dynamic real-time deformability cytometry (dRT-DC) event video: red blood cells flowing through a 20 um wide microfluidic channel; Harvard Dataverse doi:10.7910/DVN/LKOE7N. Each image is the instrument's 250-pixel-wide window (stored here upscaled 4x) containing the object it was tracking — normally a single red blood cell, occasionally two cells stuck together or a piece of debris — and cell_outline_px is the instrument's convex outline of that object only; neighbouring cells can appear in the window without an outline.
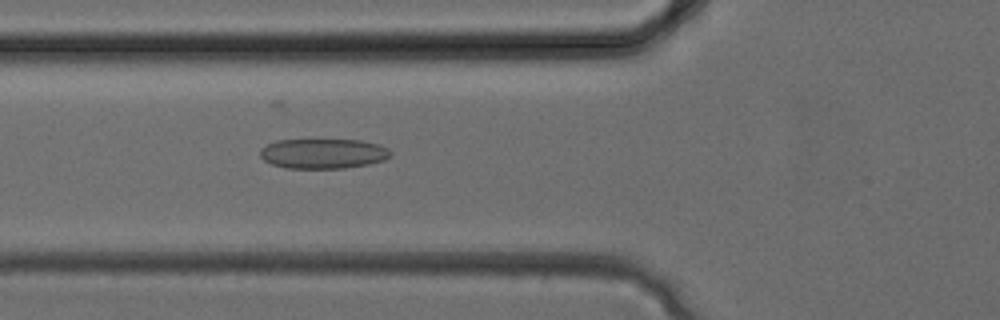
{"species": "common noctule bat (a hibernating species)", "species_latin": "Nyctalus noctula", "temperature_condition": "cold", "stored_images_in_passage": 30, "camera_frame_rate_fps": 3000, "um_per_image_px": 0.085, "animal": {"sex": "female", "body_mass_g": 24.6, "forearm_length_mm": 56.2}, "frame": {"image": 1, "passage_image": 10, "time_ms": 3.0, "image_size_px": [1000, 320], "cell_outline_px": [[392, 156], [384, 160], [368, 164], [344, 168], [288, 168], [272, 164], [264, 160], [260, 156], [260, 148], [276, 140], [360, 140], [380, 144], [388, 148], [392, 152]], "centroid_in_image_um": [27.5, 13.05], "position_along_channel_um": 98.3, "area_um2": 22.83}}
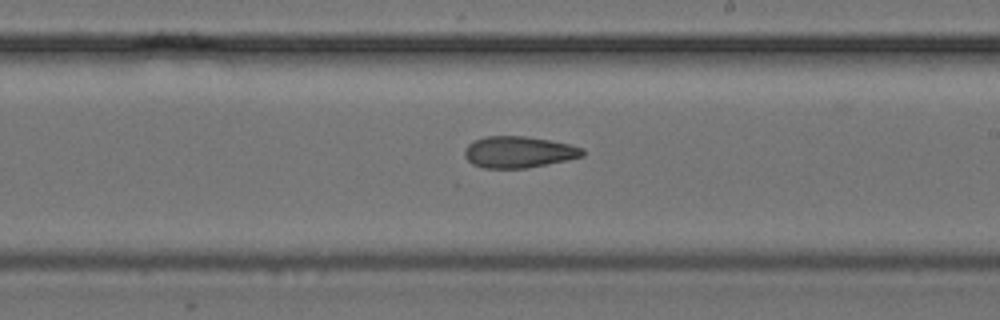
{"frame": {"image": 2, "passage_image": 17, "time_ms": 5.333, "image_size_px": [1000, 320], "cell_outline_px": [[584, 156], [568, 160], [528, 168], [484, 168], [472, 164], [464, 156], [464, 148], [468, 144], [484, 136], [524, 136], [548, 140], [568, 144], [584, 148]], "centroid_in_image_um": [44.08, 12.93], "position_along_channel_um": 244.9, "area_um2": 21.68}}
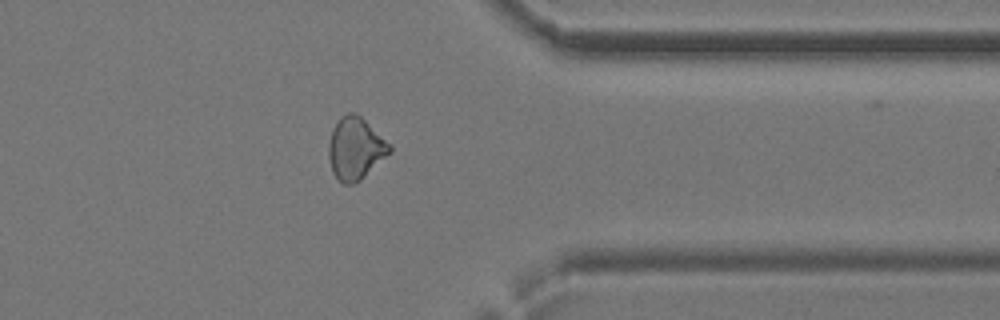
{"frame": {"image": 3, "passage_image": 24, "time_ms": 7.667, "image_size_px": [1000, 320], "cell_outline_px": [[392, 152], [360, 180], [352, 184], [344, 184], [336, 180], [332, 172], [328, 156], [328, 144], [332, 128], [340, 116], [348, 112], [356, 112], [392, 144]], "centroid_in_image_um": [30.21, 12.61], "position_along_channel_um": 381.2, "area_um2": 22.54}}